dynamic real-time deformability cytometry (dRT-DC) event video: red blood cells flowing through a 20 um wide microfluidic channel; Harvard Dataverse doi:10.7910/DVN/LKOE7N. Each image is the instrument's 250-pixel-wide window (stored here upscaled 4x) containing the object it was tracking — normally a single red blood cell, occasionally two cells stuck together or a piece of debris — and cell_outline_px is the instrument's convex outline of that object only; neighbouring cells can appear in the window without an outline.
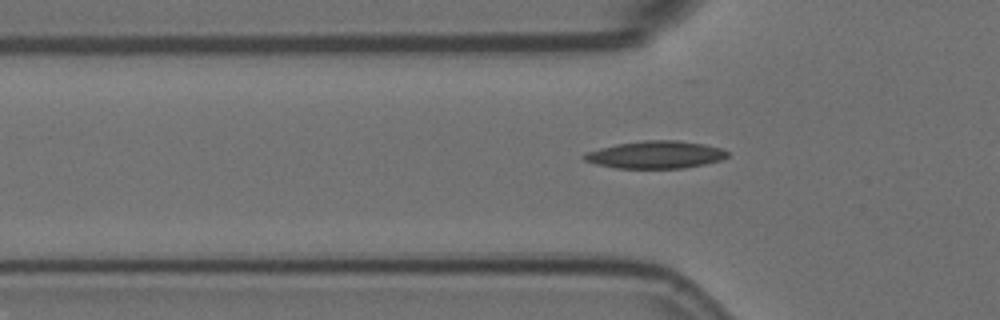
{"species": "Egyptian fruit bat (a non-hibernating species)", "species_latin": "Rousettus aegyptiacus", "temperature_condition": "room temperature", "stored_images_in_passage": 35, "camera_frame_rate_fps": 3000, "um_per_image_px": 0.085, "animal": {"sex": "female"}, "frame": {"image": 1, "passage_image": 4, "time_ms": 1.0, "image_size_px": [1000, 320], "cell_outline_px": [[728, 156], [720, 160], [704, 164], [684, 168], [616, 168], [596, 164], [584, 160], [580, 156], [584, 152], [616, 144], [644, 140], [680, 140], [704, 144], [720, 148], [728, 152]], "centroid_in_image_um": [55.68, 13.14], "position_along_channel_um": 70.1, "area_um2": 23.0}}
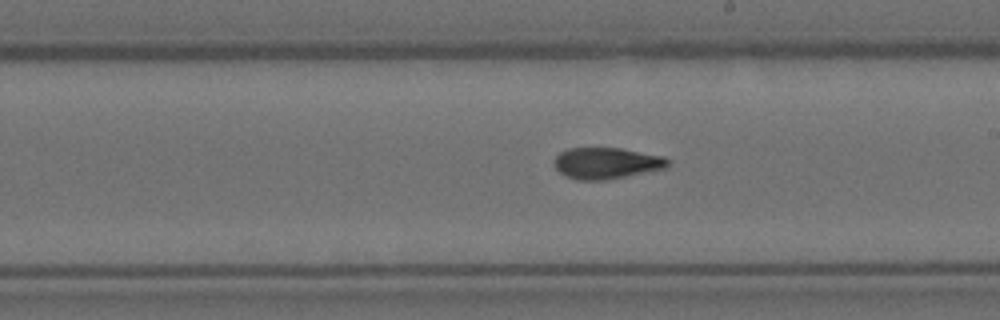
{"frame": {"image": 2, "passage_image": 18, "time_ms": 5.667, "image_size_px": [1000, 320], "cell_outline_px": [[672, 160], [664, 168], [604, 180], [576, 180], [564, 176], [552, 164], [552, 160], [560, 152], [568, 148], [620, 148], [664, 156]], "centroid_in_image_um": [51.5, 13.86], "position_along_channel_um": 237.5, "area_um2": 20.75}}
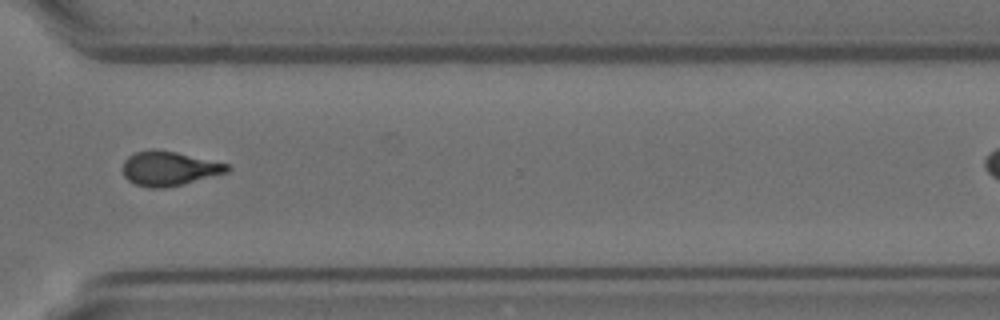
{"frame": {"image": 3, "passage_image": 28, "time_ms": 9.0, "image_size_px": [1000, 320], "cell_outline_px": [[232, 168], [228, 172], [164, 188], [148, 188], [136, 184], [128, 180], [124, 176], [124, 160], [128, 156], [136, 152], [152, 148], [176, 152], [228, 164]], "centroid_in_image_um": [14.35, 14.31], "position_along_channel_um": 356.2, "area_um2": 20.69}, "authors_computed_cell_mechanics": {"area_um2": 21.2704, "velocity_mm_per_s": 3.5707, "shape_relaxation_time_tau1_ms": 11.3454, "shape_relaxation_time_tau2_ms": 3.1373, "deformation_change_tau1": 0.2713, "deformation_change_tau2": 0.1004}}